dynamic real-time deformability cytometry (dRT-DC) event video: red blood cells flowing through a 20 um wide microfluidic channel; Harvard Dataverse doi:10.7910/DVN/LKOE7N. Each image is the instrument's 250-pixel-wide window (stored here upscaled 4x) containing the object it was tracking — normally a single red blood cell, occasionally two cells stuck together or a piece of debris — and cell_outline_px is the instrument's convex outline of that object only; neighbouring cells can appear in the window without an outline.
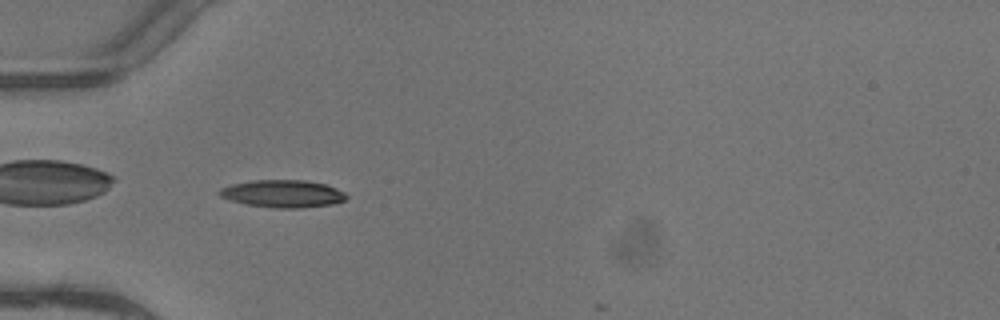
{"species": "common noctule bat (a hibernating species)", "species_latin": "Nyctalus noctula", "temperature_condition": "warm", "stored_images_in_passage": 6, "camera_frame_rate_fps": 3000, "um_per_image_px": 0.085, "animal": {"sex": "female"}, "frame": {"image": 1, "passage_image": 5, "time_ms": 1.333, "image_size_px": [1000, 320], "cell_outline_px": [[348, 196], [344, 200], [332, 204], [300, 208], [276, 208], [244, 204], [220, 196], [216, 192], [220, 188], [232, 184], [252, 180], [304, 180], [324, 184], [336, 188], [344, 192]], "centroid_in_image_um": [24.01, 16.46], "position_along_channel_um": 61.0, "area_um2": 20.29}}